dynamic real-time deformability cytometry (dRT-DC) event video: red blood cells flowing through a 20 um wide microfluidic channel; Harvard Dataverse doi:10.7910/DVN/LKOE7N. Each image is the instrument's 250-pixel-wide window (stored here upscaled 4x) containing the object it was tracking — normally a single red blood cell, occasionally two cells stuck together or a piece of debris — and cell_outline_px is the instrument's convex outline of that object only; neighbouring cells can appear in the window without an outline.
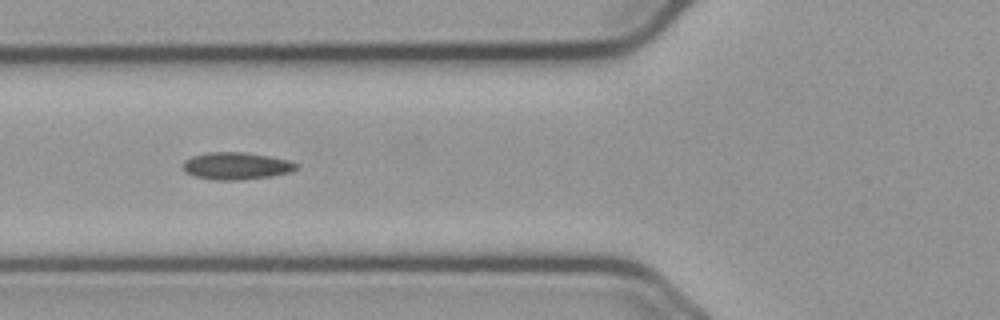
{"species": "common noctule bat (a hibernating species)", "species_latin": "Nyctalus noctula", "temperature_condition": "cold", "stored_images_in_passage": 13, "camera_frame_rate_fps": 3000, "um_per_image_px": 0.085, "animal": {"sex": "male", "body_mass_g": 23.1, "forearm_length_mm": 52.7}, "frame": {"image": 1, "passage_image": 10, "time_ms": 3.0, "image_size_px": [1000, 320], "cell_outline_px": [[300, 168], [292, 172], [272, 176], [240, 180], [216, 180], [196, 176], [184, 172], [184, 160], [192, 156], [208, 152], [244, 152], [268, 156], [288, 160], [300, 164]], "centroid_in_image_um": [20.14, 14.1], "position_along_channel_um": 105.7, "area_um2": 18.09}}